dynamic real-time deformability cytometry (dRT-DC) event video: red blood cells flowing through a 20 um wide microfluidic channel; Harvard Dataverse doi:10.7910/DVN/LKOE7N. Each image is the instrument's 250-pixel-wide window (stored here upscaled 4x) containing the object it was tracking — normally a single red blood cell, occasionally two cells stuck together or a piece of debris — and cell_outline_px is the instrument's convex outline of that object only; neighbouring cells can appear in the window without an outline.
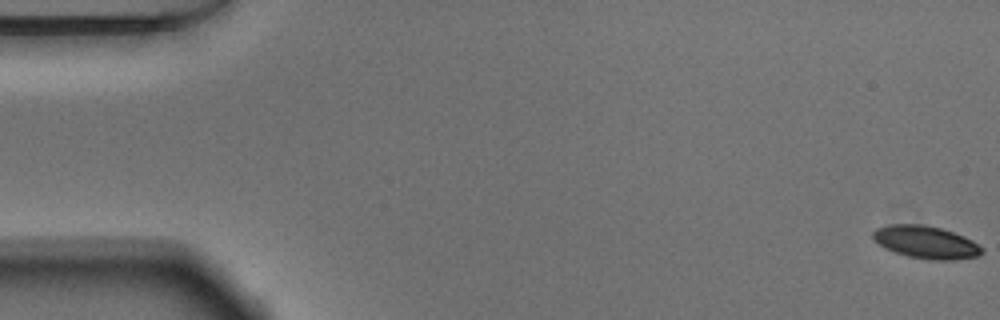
{"species": "Egyptian fruit bat (a non-hibernating species)", "species_latin": "Rousettus aegyptiacus", "temperature_condition": "warm", "stored_images_in_passage": 53, "camera_frame_rate_fps": 3000, "um_per_image_px": 0.085, "animal": {"sex": "male"}, "frame": {"image": 1, "passage_image": 1, "time_ms": 0.0, "image_size_px": [1000, 320], "cell_outline_px": [[984, 252], [976, 256], [956, 260], [928, 260], [908, 256], [884, 248], [872, 240], [872, 232], [876, 228], [888, 224], [924, 224], [940, 228], [964, 236], [972, 240], [984, 248]], "centroid_in_image_um": [78.68, 20.58], "position_along_channel_um": 6.3, "area_um2": 20.92}}
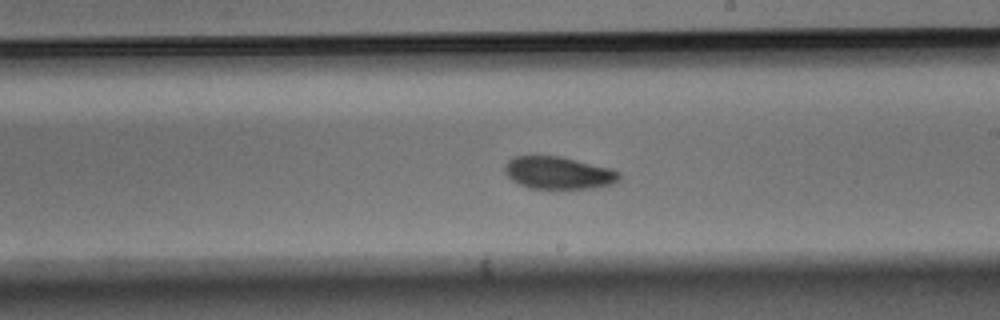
{"frame": {"image": 2, "passage_image": 31, "time_ms": 10.0, "image_size_px": [1000, 320], "cell_outline_px": [[620, 180], [612, 184], [592, 188], [528, 188], [512, 180], [504, 172], [504, 164], [512, 156], [532, 152], [560, 156], [612, 168], [620, 172]], "centroid_in_image_um": [47.4, 14.63], "position_along_channel_um": 241.6, "area_um2": 22.43}}
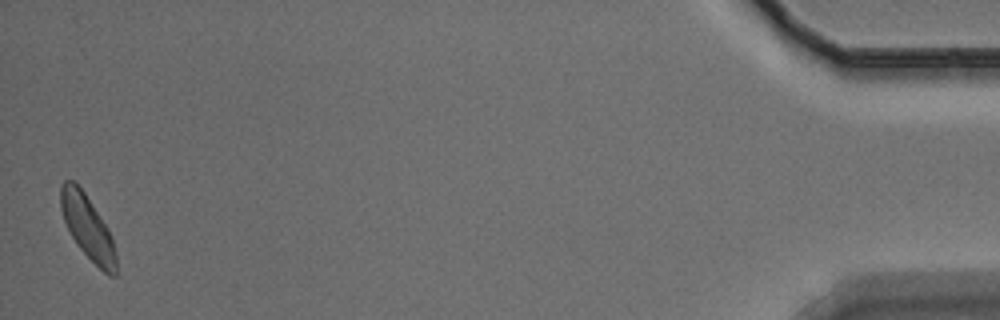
{"frame": {"image": 3, "passage_image": 53, "time_ms": 17.333, "image_size_px": [1000, 320], "cell_outline_px": [[116, 276], [108, 276], [80, 248], [72, 236], [64, 220], [60, 208], [60, 184], [64, 180], [72, 180], [84, 192], [108, 228], [112, 236], [116, 252]], "centroid_in_image_um": [7.45, 19.31], "position_along_channel_um": 427.7, "area_um2": 20.35}, "authors_computed_cell_mechanics": {"area_um2": 21.675, "velocity_mm_per_s": 3.8066, "shape_relaxation_time_tau1_ms": 2.5897, "shape_relaxation_time_tau2_ms": 4.6222, "deformation_change_tau1": 0.1044, "deformation_change_tau2": 0.1017}}